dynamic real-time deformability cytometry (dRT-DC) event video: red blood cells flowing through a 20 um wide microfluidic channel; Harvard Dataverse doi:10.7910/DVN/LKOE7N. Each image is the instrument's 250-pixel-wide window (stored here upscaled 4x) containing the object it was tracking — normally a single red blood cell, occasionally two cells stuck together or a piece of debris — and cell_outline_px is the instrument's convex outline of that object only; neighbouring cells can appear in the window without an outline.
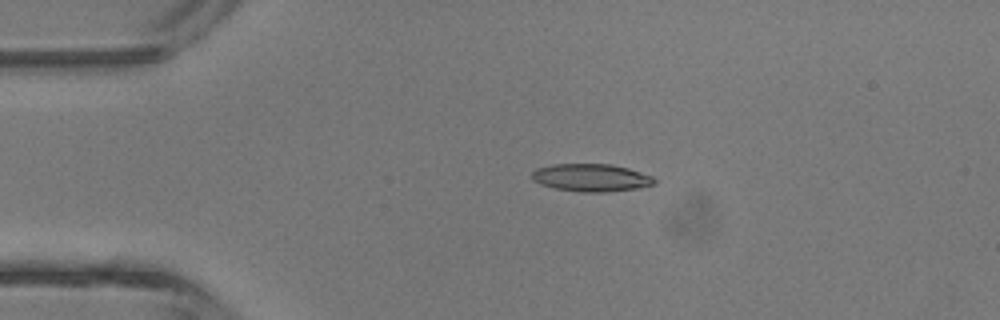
{"species": "common noctule bat (a hibernating species)", "species_latin": "Nyctalus noctula", "temperature_condition": "room temperature", "stored_images_in_passage": 3, "camera_frame_rate_fps": 3000, "um_per_image_px": 0.085, "animal": {"sex": "male", "body_mass_g": 13.3}, "frame": {"image": 1, "passage_image": 2, "time_ms": 1.333, "image_size_px": [1000, 320], "cell_outline_px": [[656, 184], [636, 188], [604, 192], [580, 192], [556, 188], [540, 184], [532, 180], [532, 172], [536, 168], [552, 164], [612, 164], [628, 168], [652, 176], [656, 180]], "centroid_in_image_um": [50.24, 15.09], "position_along_channel_um": 34.8, "area_um2": 19.71}}